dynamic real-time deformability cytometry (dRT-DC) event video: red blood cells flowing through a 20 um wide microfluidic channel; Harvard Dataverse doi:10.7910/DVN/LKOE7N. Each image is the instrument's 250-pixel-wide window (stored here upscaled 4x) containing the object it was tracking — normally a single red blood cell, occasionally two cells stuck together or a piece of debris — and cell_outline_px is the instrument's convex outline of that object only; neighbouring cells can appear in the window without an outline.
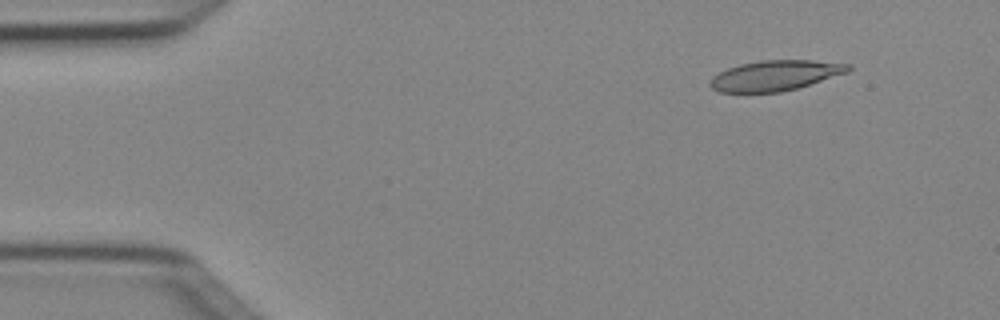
{"species": "Egyptian fruit bat (a non-hibernating species)", "species_latin": "Rousettus aegyptiacus", "temperature_condition": "cold", "stored_images_in_passage": 4, "camera_frame_rate_fps": 3000, "um_per_image_px": 0.085, "animal": {"sex": "female"}, "frame": {"image": 1, "passage_image": 2, "time_ms": 0.333, "image_size_px": [1000, 320], "cell_outline_px": [[852, 68], [848, 72], [796, 88], [780, 92], [720, 92], [712, 88], [708, 84], [712, 76], [728, 68], [740, 64], [760, 60], [812, 60], [852, 64]], "centroid_in_image_um": [65.89, 6.41], "position_along_channel_um": 19.1, "area_um2": 24.28}}